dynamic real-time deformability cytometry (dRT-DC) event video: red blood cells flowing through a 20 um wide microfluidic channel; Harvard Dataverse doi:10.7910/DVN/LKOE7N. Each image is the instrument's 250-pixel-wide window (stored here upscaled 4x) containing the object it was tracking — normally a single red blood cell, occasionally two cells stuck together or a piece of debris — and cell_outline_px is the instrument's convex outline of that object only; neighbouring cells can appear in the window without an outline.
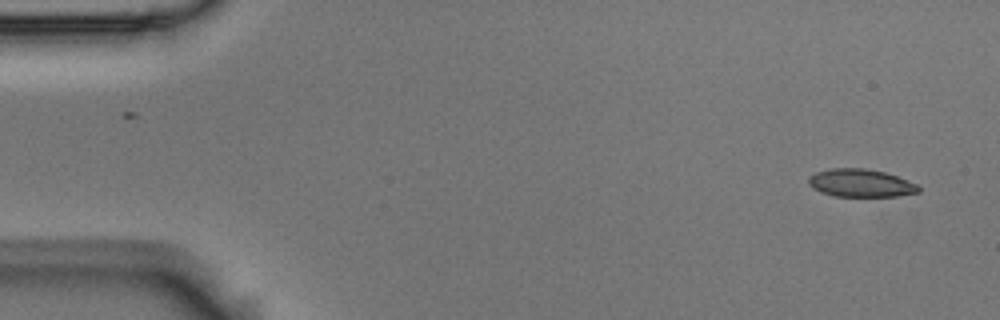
{"species": "Egyptian fruit bat (a non-hibernating species)", "species_latin": "Rousettus aegyptiacus", "temperature_condition": "room temperature", "stored_images_in_passage": 3, "camera_frame_rate_fps": 3000, "um_per_image_px": 0.085, "animal": {"sex": "male"}, "frame": {"image": 1, "passage_image": 3, "time_ms": 0.667, "image_size_px": [1000, 320], "cell_outline_px": [[920, 192], [896, 196], [832, 196], [820, 192], [812, 188], [808, 184], [808, 176], [816, 172], [828, 168], [864, 168], [884, 172], [908, 180], [916, 184], [920, 188]], "centroid_in_image_um": [73.11, 15.56], "position_along_channel_um": 11.9, "area_um2": 17.98}}